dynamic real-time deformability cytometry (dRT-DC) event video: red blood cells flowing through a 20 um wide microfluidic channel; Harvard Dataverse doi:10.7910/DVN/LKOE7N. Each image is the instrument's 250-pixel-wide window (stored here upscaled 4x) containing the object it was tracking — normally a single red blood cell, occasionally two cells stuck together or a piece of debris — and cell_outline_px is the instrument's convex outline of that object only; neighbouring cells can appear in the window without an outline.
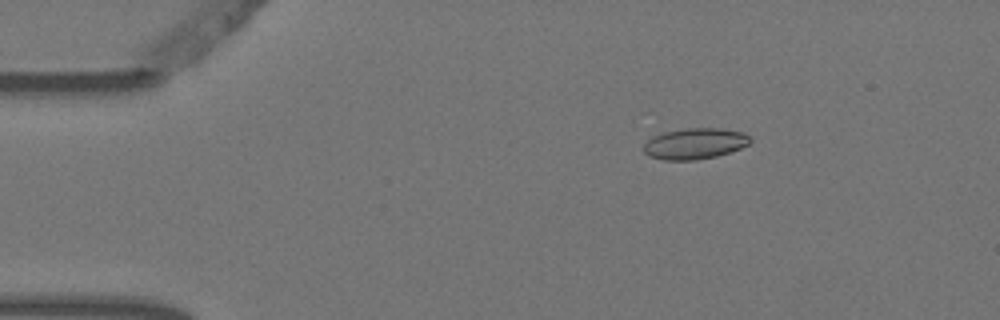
{"species": "Egyptian fruit bat (a non-hibernating species)", "species_latin": "Rousettus aegyptiacus", "temperature_condition": "warm", "stored_images_in_passage": 6, "camera_frame_rate_fps": 3000, "um_per_image_px": 0.085, "animal": {"sex": "female"}, "frame": {"image": 1, "passage_image": 3, "time_ms": 0.667, "image_size_px": [1000, 320], "cell_outline_px": [[752, 140], [748, 144], [740, 148], [716, 156], [696, 160], [664, 160], [648, 156], [644, 152], [644, 144], [652, 136], [664, 132], [688, 128], [720, 128], [744, 132]], "centroid_in_image_um": [59.05, 12.21], "position_along_channel_um": 26.0, "area_um2": 19.19}}